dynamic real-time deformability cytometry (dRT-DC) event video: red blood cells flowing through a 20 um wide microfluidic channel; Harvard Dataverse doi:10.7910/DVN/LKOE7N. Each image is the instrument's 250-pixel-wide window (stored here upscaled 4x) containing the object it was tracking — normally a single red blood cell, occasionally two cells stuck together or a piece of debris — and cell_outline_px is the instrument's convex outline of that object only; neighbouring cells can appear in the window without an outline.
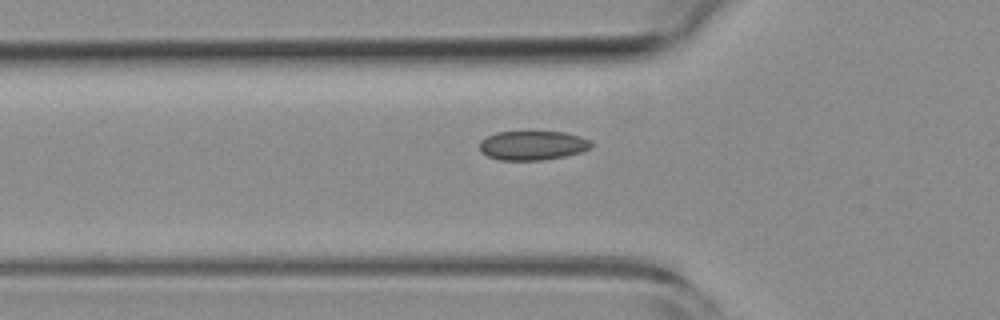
{"species": "common noctule bat (a hibernating species)", "species_latin": "Nyctalus noctula", "temperature_condition": "room temperature", "stored_images_in_passage": 36, "camera_frame_rate_fps": 3000, "um_per_image_px": 0.085, "animal": {"sex": "female", "body_mass_g": 19.3, "forearm_length_mm": 54.1}, "frame": {"image": 1, "passage_image": 6, "time_ms": 1.667, "image_size_px": [1000, 320], "cell_outline_px": [[592, 148], [580, 152], [564, 156], [540, 160], [500, 160], [488, 156], [480, 152], [480, 140], [496, 132], [528, 128], [564, 132], [580, 136], [588, 140], [592, 144]], "centroid_in_image_um": [45.24, 12.3], "position_along_channel_um": 80.6, "area_um2": 19.88}}
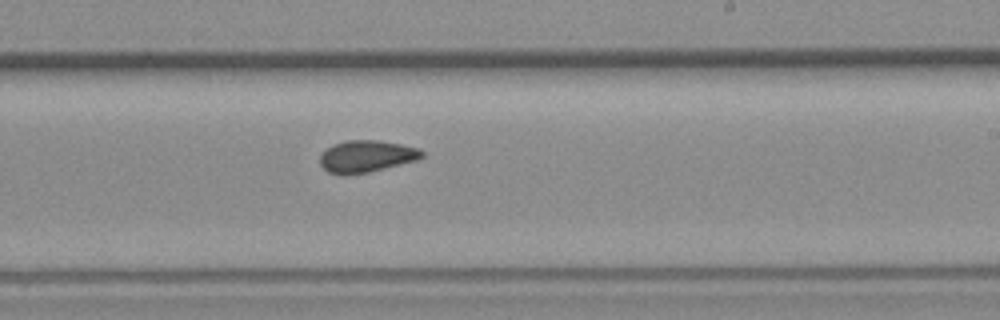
{"frame": {"image": 2, "passage_image": 20, "time_ms": 6.333, "image_size_px": [1000, 320], "cell_outline_px": [[424, 156], [416, 160], [368, 172], [344, 176], [328, 172], [320, 164], [320, 156], [332, 144], [344, 140], [380, 140], [420, 148], [424, 152]], "centroid_in_image_um": [31.14, 13.28], "position_along_channel_um": 257.9, "area_um2": 19.02}}
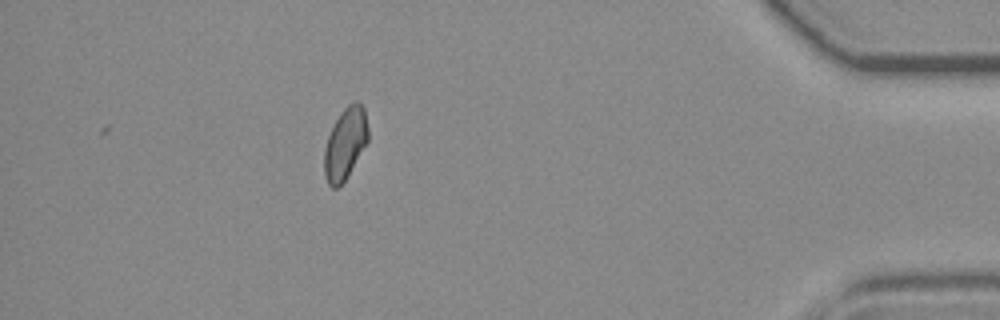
{"frame": {"image": 3, "passage_image": 36, "time_ms": 11.667, "image_size_px": [1000, 320], "cell_outline_px": [[368, 140], [344, 180], [336, 188], [332, 188], [328, 184], [324, 176], [324, 148], [328, 136], [340, 112], [348, 104], [356, 100], [364, 108], [368, 128]], "centroid_in_image_um": [29.33, 12.18], "position_along_channel_um": 405.9, "area_um2": 17.98}, "authors_computed_cell_mechanics": {"area_um2": 18.785, "velocity_mm_per_s": 3.7915, "shape_relaxation_time_tau1_ms": null, "shape_relaxation_time_tau2_ms": 1.632, "deformation_change_tau1": null, "deformation_change_tau2": 0.052}}